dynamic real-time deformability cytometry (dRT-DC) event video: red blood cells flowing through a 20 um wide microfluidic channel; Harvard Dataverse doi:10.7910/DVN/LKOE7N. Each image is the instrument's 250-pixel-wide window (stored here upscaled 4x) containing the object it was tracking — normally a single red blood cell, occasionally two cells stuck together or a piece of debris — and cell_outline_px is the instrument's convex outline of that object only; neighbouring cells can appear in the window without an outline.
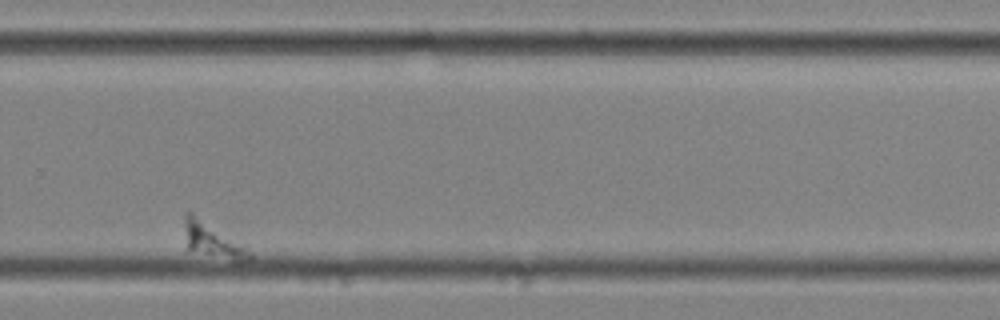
{"species": "common noctule bat (a hibernating species)", "species_latin": "Nyctalus noctula", "temperature_condition": "cold", "stored_images_in_passage": 16, "camera_frame_rate_fps": 3000, "um_per_image_px": 0.085, "animal": {"sex": "female", "body_mass_g": 25.1}, "frame": {"image": 1, "passage_image": 14, "time_ms": 4.333, "image_size_px": [1000, 320], "cell_outline_px": [[252, 256], [248, 260], [236, 264], [184, 252], [184, 212], [188, 208], [244, 244]], "centroid_in_image_um": [17.98, 20.46], "position_along_channel_um": 311.8, "area_um2": 15.14}}
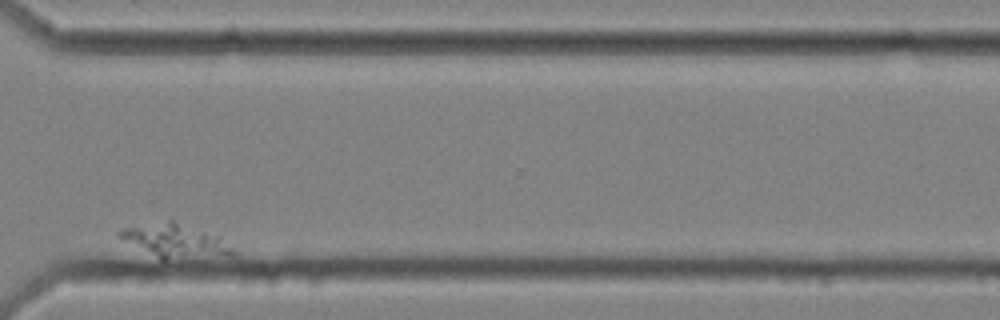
{"frame": {"image": 2, "passage_image": 16, "time_ms": 5.0, "image_size_px": [1000, 320], "cell_outline_px": [[236, 252], [164, 260], [160, 260], [116, 236], [116, 232], [124, 228], [168, 220], [172, 220], [220, 236]], "centroid_in_image_um": [14.78, 20.44], "position_along_channel_um": 355.8, "area_um2": 21.39}}